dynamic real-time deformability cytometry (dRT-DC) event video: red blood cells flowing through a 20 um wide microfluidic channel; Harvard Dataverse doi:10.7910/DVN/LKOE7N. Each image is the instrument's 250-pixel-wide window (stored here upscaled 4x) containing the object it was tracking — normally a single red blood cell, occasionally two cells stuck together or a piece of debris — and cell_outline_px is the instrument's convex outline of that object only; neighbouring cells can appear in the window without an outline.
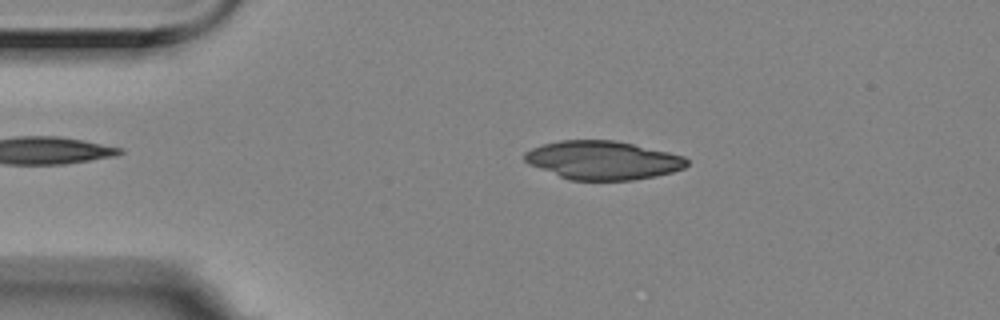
{"species": "Egyptian fruit bat (a non-hibernating species)", "species_latin": "Rousettus aegyptiacus", "temperature_condition": "room temperature", "stored_images_in_passage": 55, "camera_frame_rate_fps": 3000, "um_per_image_px": 0.085, "animal": {"sex": "female"}, "frame": {"image": 1, "passage_image": 10, "time_ms": 3.0, "image_size_px": [1000, 320], "cell_outline_px": [[688, 164], [684, 168], [672, 172], [656, 176], [632, 180], [568, 180], [528, 164], [524, 160], [524, 152], [532, 148], [544, 144], [560, 140], [616, 140], [668, 152], [684, 156], [688, 160]], "centroid_in_image_um": [51.23, 13.62], "position_along_channel_um": 33.8, "area_um2": 36.53}}